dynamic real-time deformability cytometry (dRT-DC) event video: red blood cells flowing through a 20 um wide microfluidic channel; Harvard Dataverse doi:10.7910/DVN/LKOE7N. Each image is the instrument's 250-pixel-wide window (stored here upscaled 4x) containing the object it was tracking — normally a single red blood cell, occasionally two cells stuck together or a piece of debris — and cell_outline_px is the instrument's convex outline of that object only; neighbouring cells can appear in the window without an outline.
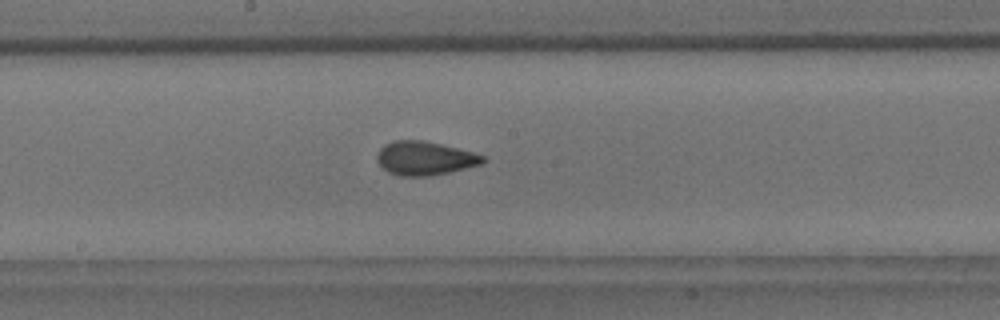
{"species": "common noctule bat (a hibernating species)", "species_latin": "Nyctalus noctula", "temperature_condition": "room temperature", "stored_images_in_passage": 31, "camera_frame_rate_fps": 3000, "um_per_image_px": 0.085, "animal": {"sex": "male", "body_mass_g": 18.8}, "frame": {"image": 1, "passage_image": 15, "time_ms": 4.667, "image_size_px": [1000, 320], "cell_outline_px": [[484, 164], [448, 172], [428, 176], [400, 176], [388, 172], [376, 160], [376, 156], [380, 148], [384, 144], [396, 140], [420, 140], [440, 144], [472, 152], [484, 156]], "centroid_in_image_um": [36.08, 13.45], "position_along_channel_um": 212.1, "area_um2": 20.63}}
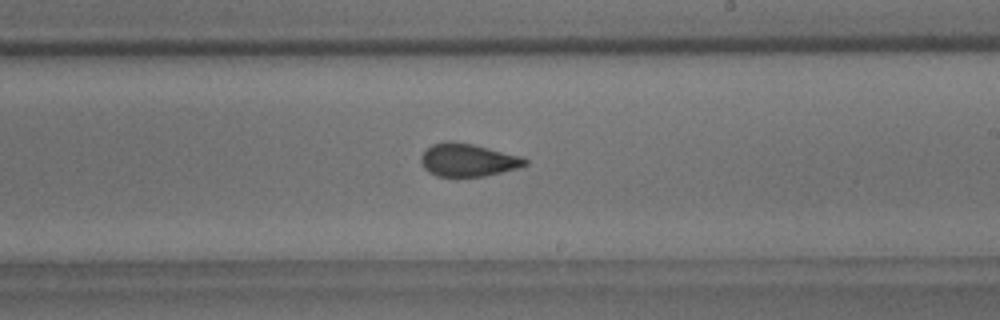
{"frame": {"image": 2, "passage_image": 18, "time_ms": 5.667, "image_size_px": [1000, 320], "cell_outline_px": [[528, 164], [520, 168], [484, 176], [436, 176], [428, 172], [424, 168], [420, 160], [420, 156], [432, 144], [444, 140], [452, 140], [472, 144], [520, 156], [528, 160]], "centroid_in_image_um": [39.75, 13.59], "position_along_channel_um": 249.2, "area_um2": 20.0}}
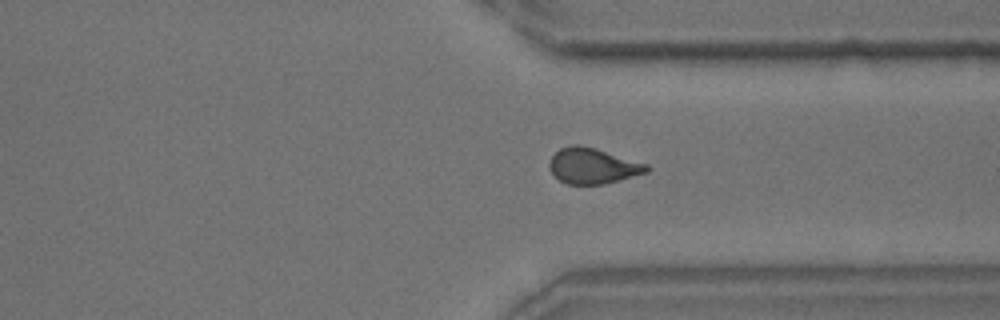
{"frame": {"image": 3, "passage_image": 27, "time_ms": 8.667, "image_size_px": [1000, 320], "cell_outline_px": [[652, 168], [648, 172], [604, 184], [568, 184], [560, 180], [548, 168], [548, 164], [552, 156], [560, 148], [572, 144], [580, 144], [596, 148], [648, 164]], "centroid_in_image_um": [50.4, 14.09], "position_along_channel_um": 361.0, "area_um2": 20.29}}